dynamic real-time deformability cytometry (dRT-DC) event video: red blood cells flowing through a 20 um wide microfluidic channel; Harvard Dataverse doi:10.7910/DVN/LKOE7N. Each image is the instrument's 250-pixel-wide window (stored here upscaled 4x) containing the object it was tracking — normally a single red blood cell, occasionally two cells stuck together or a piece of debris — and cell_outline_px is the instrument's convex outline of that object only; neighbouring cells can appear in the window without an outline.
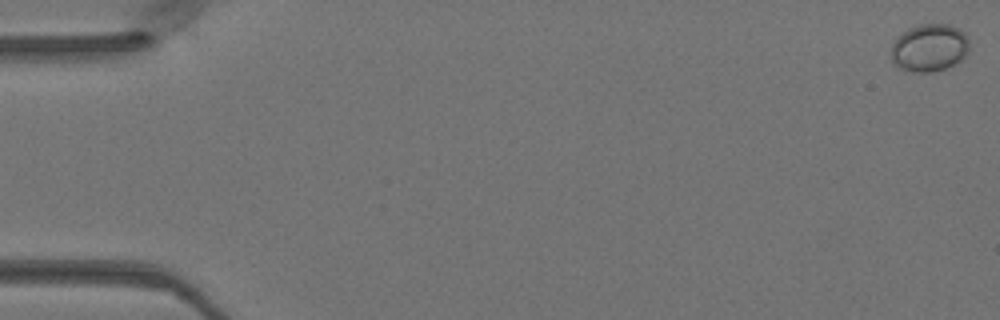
{"species": "Egyptian fruit bat (a non-hibernating species)", "species_latin": "Rousettus aegyptiacus", "temperature_condition": "warm", "stored_images_in_passage": 41, "camera_frame_rate_fps": 3000, "um_per_image_px": 0.085, "animal": {"sex": "female"}, "frame": {"image": 1, "passage_image": 1, "time_ms": 0.0, "image_size_px": [1000, 320], "cell_outline_px": [[968, 52], [960, 60], [944, 68], [932, 72], [912, 72], [900, 68], [892, 64], [892, 44], [908, 28], [920, 24], [948, 24], [964, 32], [968, 36]], "centroid_in_image_um": [78.99, 4.06], "position_along_channel_um": 6.0, "area_um2": 21.5}}
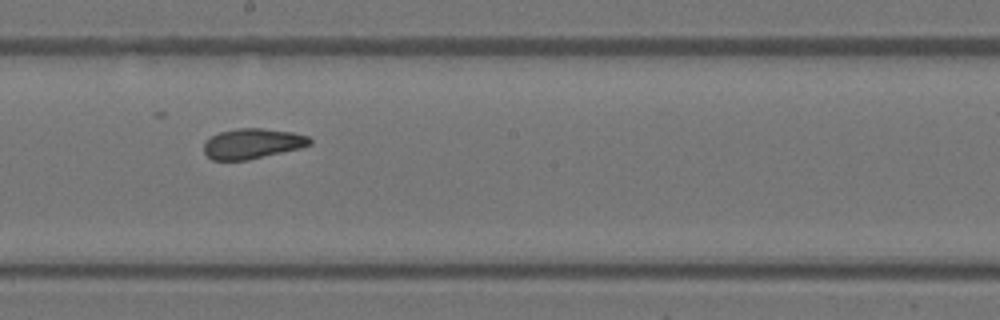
{"frame": {"image": 2, "passage_image": 28, "time_ms": 9.0, "image_size_px": [1000, 320], "cell_outline_px": [[312, 144], [300, 148], [248, 160], [212, 160], [204, 152], [204, 144], [212, 136], [220, 132], [236, 128], [260, 128], [292, 132], [308, 136], [312, 140]], "centroid_in_image_um": [21.47, 12.21], "position_along_channel_um": 226.7, "area_um2": 18.55}}
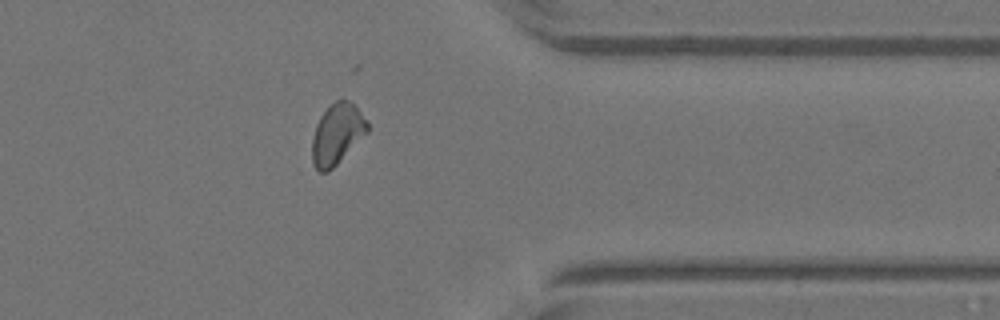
{"frame": {"image": 3, "passage_image": 40, "time_ms": 13.0, "image_size_px": [1000, 320], "cell_outline_px": [[368, 132], [328, 172], [320, 172], [312, 164], [312, 140], [316, 124], [320, 116], [336, 100], [348, 100], [360, 112], [368, 124]], "centroid_in_image_um": [28.62, 11.41], "position_along_channel_um": 382.8, "area_um2": 19.13}}